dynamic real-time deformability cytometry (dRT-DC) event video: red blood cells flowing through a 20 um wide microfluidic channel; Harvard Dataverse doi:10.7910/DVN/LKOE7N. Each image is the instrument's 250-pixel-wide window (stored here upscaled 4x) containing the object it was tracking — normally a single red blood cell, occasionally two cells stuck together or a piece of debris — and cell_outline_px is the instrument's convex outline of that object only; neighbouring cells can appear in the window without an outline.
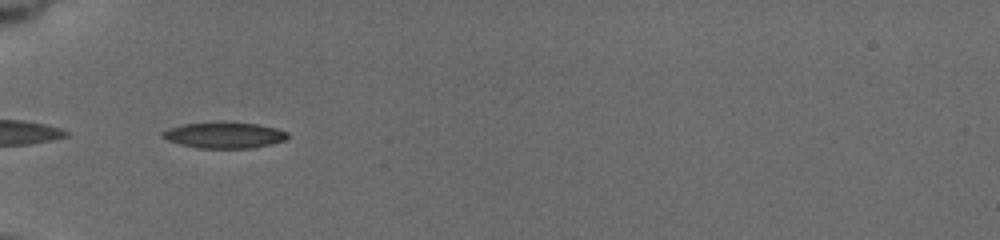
{"species": "common noctule bat (a hibernating species)", "species_latin": "Nyctalus noctula", "temperature_condition": "cold", "stored_images_in_passage": 3, "camera_frame_rate_fps": 3000, "um_per_image_px": 0.085, "animal": {"sex": "female", "body_mass_g": 19.5, "forearm_length_mm": 54.1}, "frame": {"image": 1, "passage_image": 1, "time_ms": 0.0, "image_size_px": [1000, 240], "cell_outline_px": [[288, 136], [284, 140], [252, 148], [196, 148], [180, 144], [168, 140], [160, 136], [160, 132], [168, 128], [184, 124], [216, 120], [224, 120], [256, 124], [276, 128], [288, 132]], "centroid_in_image_um": [19.0, 11.45], "position_along_channel_um": 66.0, "area_um2": 19.42}}
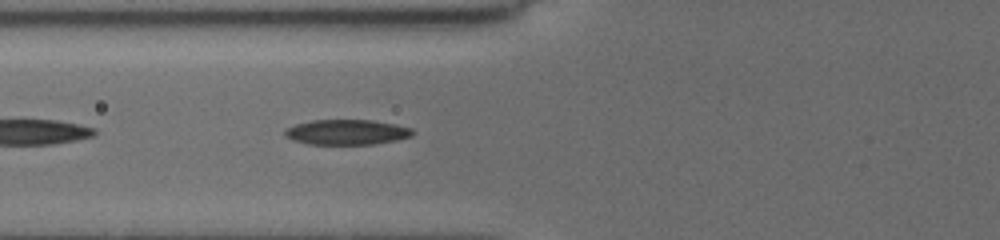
{"frame": {"image": 2, "passage_image": 3, "time_ms": 1.0, "image_size_px": [1000, 240], "cell_outline_px": [[412, 136], [396, 140], [372, 144], [308, 144], [284, 136], [284, 132], [288, 128], [296, 124], [312, 120], [372, 120], [396, 124], [412, 128]], "centroid_in_image_um": [29.49, 11.22], "position_along_channel_um": 96.3, "area_um2": 18.55}}